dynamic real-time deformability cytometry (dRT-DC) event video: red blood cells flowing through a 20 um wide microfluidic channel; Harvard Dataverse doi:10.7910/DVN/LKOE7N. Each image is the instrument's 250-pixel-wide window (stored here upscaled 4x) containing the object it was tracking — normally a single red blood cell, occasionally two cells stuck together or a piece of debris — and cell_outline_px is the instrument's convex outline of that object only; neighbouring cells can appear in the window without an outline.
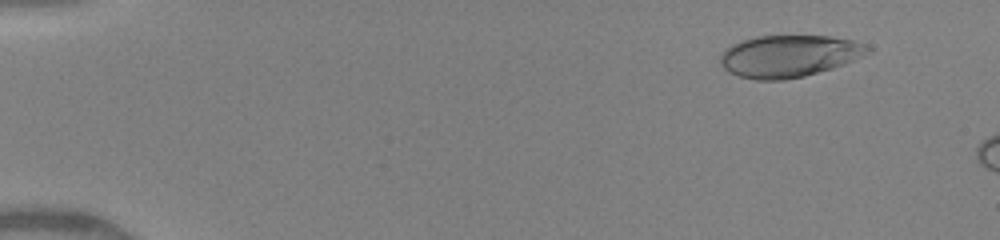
{"species": "human", "species_latin": "Homo sapiens", "temperature_condition": "warm", "stored_images_in_passage": 18, "camera_frame_rate_fps": 3000, "um_per_image_px": 0.085, "donor": {"sex": "female"}, "frame": {"image": 1, "passage_image": 7, "time_ms": 1.333, "image_size_px": [1000, 240], "cell_outline_px": [[872, 52], [844, 64], [832, 68], [804, 76], [784, 80], [756, 80], [740, 76], [728, 72], [720, 64], [720, 56], [732, 44], [740, 40], [756, 36], [832, 36], [852, 40], [864, 44], [872, 48]], "centroid_in_image_um": [67.08, 4.76], "position_along_channel_um": 17.9, "area_um2": 36.13}}